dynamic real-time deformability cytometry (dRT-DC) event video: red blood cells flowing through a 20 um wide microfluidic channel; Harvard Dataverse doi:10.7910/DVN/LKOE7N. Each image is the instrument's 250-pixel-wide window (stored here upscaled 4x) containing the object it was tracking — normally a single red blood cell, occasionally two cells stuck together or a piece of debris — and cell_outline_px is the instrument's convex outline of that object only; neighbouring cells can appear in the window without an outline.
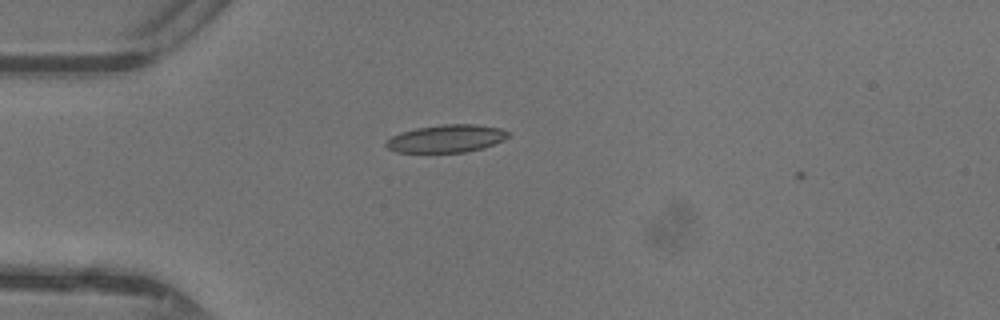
{"species": "common noctule bat (a hibernating species)", "species_latin": "Nyctalus noctula", "temperature_condition": "warm", "stored_images_in_passage": 9, "camera_frame_rate_fps": 3000, "um_per_image_px": 0.085, "animal": {"sex": "female"}, "frame": {"image": 1, "passage_image": 7, "time_ms": 2.0, "image_size_px": [1000, 320], "cell_outline_px": [[508, 136], [504, 140], [480, 148], [464, 152], [396, 152], [388, 148], [384, 144], [392, 136], [400, 132], [416, 128], [444, 124], [476, 124], [500, 128], [508, 132]], "centroid_in_image_um": [37.92, 11.77], "position_along_channel_um": 47.1, "area_um2": 19.48}}